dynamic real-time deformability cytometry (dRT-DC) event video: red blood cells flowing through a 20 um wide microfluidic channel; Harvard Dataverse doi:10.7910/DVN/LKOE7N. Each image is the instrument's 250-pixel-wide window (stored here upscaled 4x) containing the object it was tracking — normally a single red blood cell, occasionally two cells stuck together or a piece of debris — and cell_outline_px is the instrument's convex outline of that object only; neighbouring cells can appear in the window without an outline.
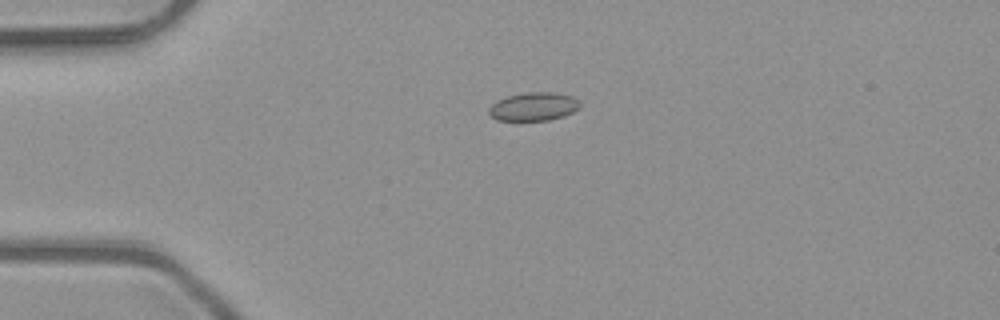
{"species": "common noctule bat (a hibernating species)", "species_latin": "Nyctalus noctula", "temperature_condition": "room temperature", "stored_images_in_passage": 5, "camera_frame_rate_fps": 3000, "um_per_image_px": 0.085, "animal": {"sex": "male", "body_mass_g": 23.1, "forearm_length_mm": 52.7}, "frame": {"image": 1, "passage_image": 4, "time_ms": 1.0, "image_size_px": [1000, 320], "cell_outline_px": [[580, 108], [564, 116], [548, 120], [496, 120], [488, 112], [488, 108], [496, 100], [508, 96], [528, 92], [556, 92], [572, 96], [580, 100]], "centroid_in_image_um": [45.38, 9.05], "position_along_channel_um": 39.6, "area_um2": 15.14}}